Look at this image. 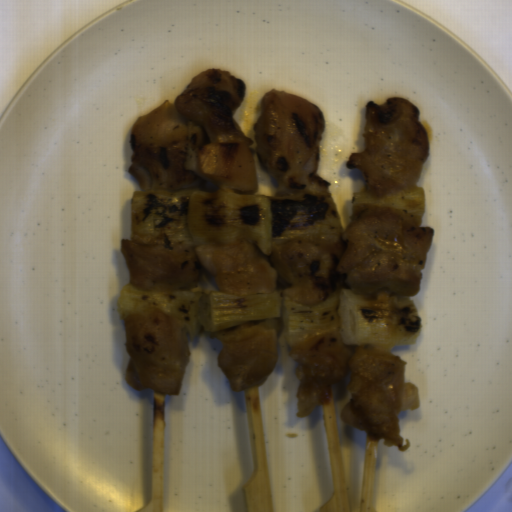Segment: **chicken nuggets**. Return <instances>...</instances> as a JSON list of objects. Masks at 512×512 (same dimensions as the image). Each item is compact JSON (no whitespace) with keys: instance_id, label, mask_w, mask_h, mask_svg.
Here are the masks:
<instances>
[{"instance_id":"90cb4de2","label":"chicken nuggets","mask_w":512,"mask_h":512,"mask_svg":"<svg viewBox=\"0 0 512 512\" xmlns=\"http://www.w3.org/2000/svg\"><path fill=\"white\" fill-rule=\"evenodd\" d=\"M434 234L407 212L386 210L352 219L342 233L272 244L271 254L249 241L191 247L126 238L121 253L129 284L142 292L193 287L206 270L220 292L242 297L280 287L290 302L310 306L339 289L414 298Z\"/></svg>"},{"instance_id":"f4ed5422","label":"chicken nuggets","mask_w":512,"mask_h":512,"mask_svg":"<svg viewBox=\"0 0 512 512\" xmlns=\"http://www.w3.org/2000/svg\"><path fill=\"white\" fill-rule=\"evenodd\" d=\"M246 88L242 79L220 69L194 77L171 103L138 117L130 142L128 169L140 191L227 190L257 194L251 137L234 115Z\"/></svg>"},{"instance_id":"cc037f56","label":"chicken nuggets","mask_w":512,"mask_h":512,"mask_svg":"<svg viewBox=\"0 0 512 512\" xmlns=\"http://www.w3.org/2000/svg\"><path fill=\"white\" fill-rule=\"evenodd\" d=\"M290 357L298 364L297 417L309 416L325 391L349 373V399L342 422L406 451L410 444L400 435L401 412L421 405L416 385L404 382L407 362L392 349L352 345L338 331H323L290 346Z\"/></svg>"},{"instance_id":"bb5aeace","label":"chicken nuggets","mask_w":512,"mask_h":512,"mask_svg":"<svg viewBox=\"0 0 512 512\" xmlns=\"http://www.w3.org/2000/svg\"><path fill=\"white\" fill-rule=\"evenodd\" d=\"M253 132L256 155L278 184L275 198L304 191L328 192L329 182L317 176L325 133L319 107L307 99L269 90Z\"/></svg>"},{"instance_id":"2cc3b61b","label":"chicken nuggets","mask_w":512,"mask_h":512,"mask_svg":"<svg viewBox=\"0 0 512 512\" xmlns=\"http://www.w3.org/2000/svg\"><path fill=\"white\" fill-rule=\"evenodd\" d=\"M362 151H352L349 170L359 169L370 196L416 191L429 152L428 132L418 108L403 97L365 105Z\"/></svg>"},{"instance_id":"73b27043","label":"chicken nuggets","mask_w":512,"mask_h":512,"mask_svg":"<svg viewBox=\"0 0 512 512\" xmlns=\"http://www.w3.org/2000/svg\"><path fill=\"white\" fill-rule=\"evenodd\" d=\"M123 323L129 355L125 382L133 389L177 395L188 364L189 335L157 309L130 314Z\"/></svg>"},{"instance_id":"7819a8a1","label":"chicken nuggets","mask_w":512,"mask_h":512,"mask_svg":"<svg viewBox=\"0 0 512 512\" xmlns=\"http://www.w3.org/2000/svg\"><path fill=\"white\" fill-rule=\"evenodd\" d=\"M280 321L250 322L209 332L220 343L218 364L233 392L258 385L273 372L279 359L277 340Z\"/></svg>"}]
</instances>
